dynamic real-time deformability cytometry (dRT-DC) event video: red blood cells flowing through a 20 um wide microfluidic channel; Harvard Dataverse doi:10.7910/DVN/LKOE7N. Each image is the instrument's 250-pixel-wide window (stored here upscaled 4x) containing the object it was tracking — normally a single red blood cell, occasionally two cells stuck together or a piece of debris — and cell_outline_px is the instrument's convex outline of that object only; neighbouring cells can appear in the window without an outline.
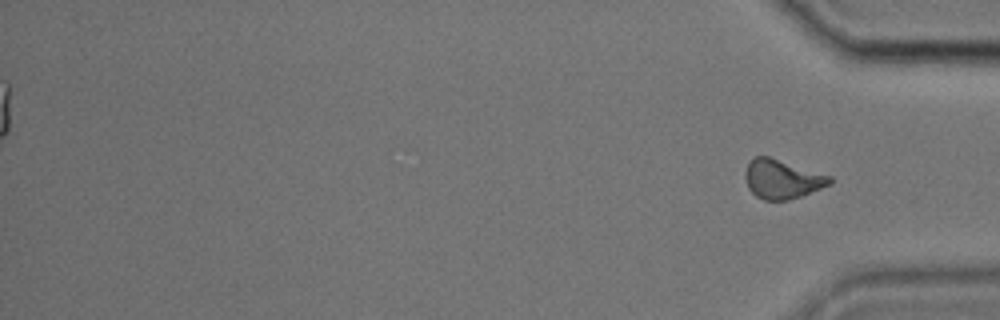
{"species": "common noctule bat (a hibernating species)", "species_latin": "Nyctalus noctula", "temperature_condition": "cold", "stored_images_in_passage": 50, "segment_of_instrument_passage": [2, 2], "camera_frame_rate_fps": 3000, "um_per_image_px": 0.085, "animal": {"sex": "male", "body_mass_g": 17.9, "forearm_length_mm": 54.2}, "frame": {"image": 1, "passage_image": 50, "time_ms": 16.333, "image_size_px": [1000, 320], "cell_outline_px": [[832, 184], [800, 196], [788, 200], [764, 200], [756, 196], [748, 188], [744, 176], [744, 172], [748, 164], [756, 156], [768, 156], [832, 176]], "centroid_in_image_um": [66.48, 15.23], "position_along_channel_um": 368.7, "area_um2": 19.19}}